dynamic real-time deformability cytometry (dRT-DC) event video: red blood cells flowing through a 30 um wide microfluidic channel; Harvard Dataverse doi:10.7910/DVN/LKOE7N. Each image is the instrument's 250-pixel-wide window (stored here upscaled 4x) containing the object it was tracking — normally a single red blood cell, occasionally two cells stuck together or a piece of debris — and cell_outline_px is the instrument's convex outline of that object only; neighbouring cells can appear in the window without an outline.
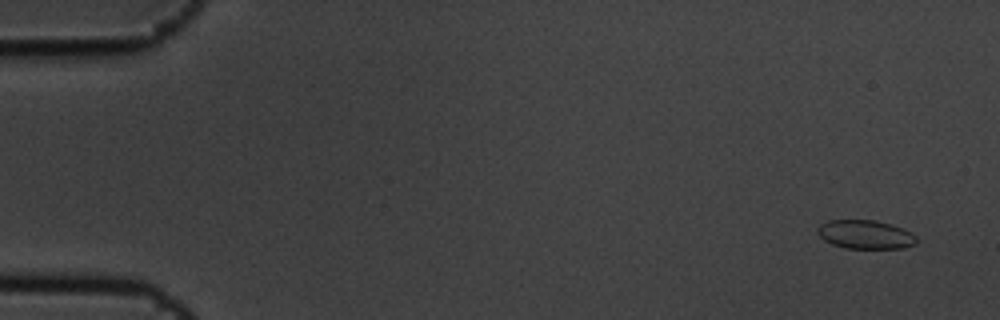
{"species": "common noctule bat (a hibernating species)", "species_latin": "Nyctalus noctula", "temperature_condition": "cold", "stored_images_in_passage": 6, "camera_frame_rate_fps": 3000, "um_per_image_px": 0.085, "animal": {"sex": "male", "body_mass_g": 19.5, "forearm_length_mm": 54.6}, "frame": {"image": 1, "passage_image": 1, "time_ms": 0.0, "image_size_px": [1000, 320], "cell_outline_px": [[916, 244], [904, 248], [844, 248], [832, 244], [824, 240], [816, 232], [816, 228], [820, 224], [828, 220], [876, 220], [892, 224], [912, 232], [916, 236]], "centroid_in_image_um": [73.55, 19.92], "position_along_channel_um": 11.4, "area_um2": 16.76}}